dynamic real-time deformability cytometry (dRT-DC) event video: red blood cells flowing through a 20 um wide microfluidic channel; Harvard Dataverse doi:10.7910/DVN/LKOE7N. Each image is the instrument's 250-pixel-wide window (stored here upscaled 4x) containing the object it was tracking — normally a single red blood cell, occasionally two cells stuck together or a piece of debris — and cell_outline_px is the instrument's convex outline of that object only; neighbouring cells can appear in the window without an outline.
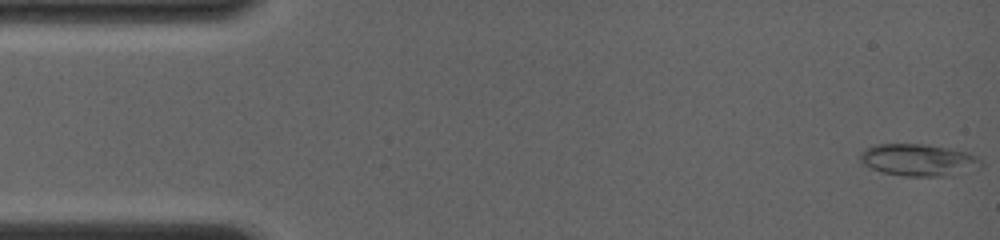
{"species": "common noctule bat (a hibernating species)", "species_latin": "Nyctalus noctula", "temperature_condition": "room temperature", "stored_images_in_passage": 62, "camera_frame_rate_fps": 4000, "um_per_image_px": 0.085, "animal": {"sex": "female", "body_mass_g": 19.0, "forearm_length_mm": 56.7}, "frame": {"image": 1, "passage_image": 1, "time_ms": 0.0, "image_size_px": [1000, 240], "cell_outline_px": [[984, 164], [980, 168], [948, 176], [904, 176], [880, 172], [864, 164], [860, 160], [860, 152], [876, 144], [924, 144], [968, 152], [976, 156]], "centroid_in_image_um": [78.09, 13.61], "position_along_channel_um": 6.9, "area_um2": 22.54}}
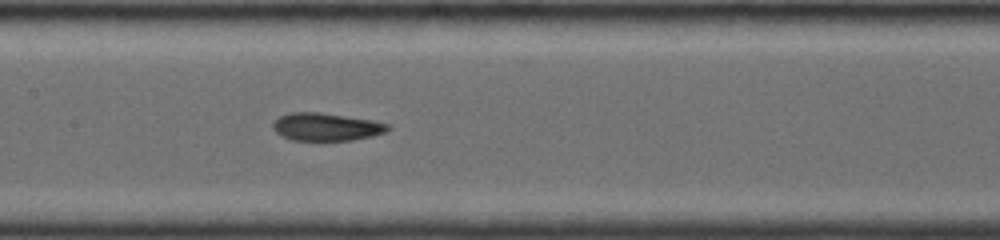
{"frame": {"image": 2, "passage_image": 30, "time_ms": 7.25, "image_size_px": [1000, 240], "cell_outline_px": [[392, 128], [384, 132], [372, 136], [352, 140], [292, 140], [276, 132], [272, 128], [272, 124], [280, 116], [292, 112], [320, 112], [372, 120], [388, 124]], "centroid_in_image_um": [27.73, 10.78], "position_along_channel_um": 179.7, "area_um2": 18.44}}
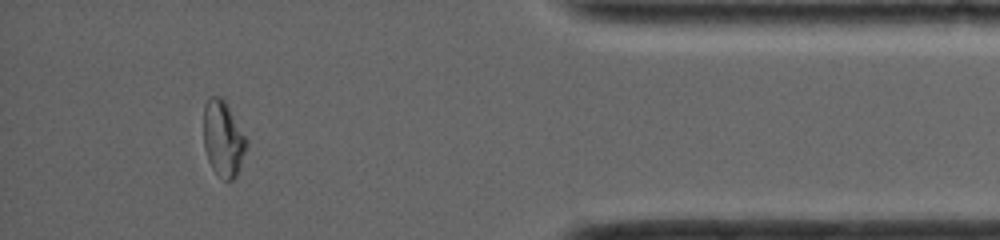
{"frame": {"image": 3, "passage_image": 52, "time_ms": 13.75, "image_size_px": [1000, 240], "cell_outline_px": [[248, 144], [240, 168], [236, 176], [232, 180], [224, 180], [212, 168], [208, 160], [204, 148], [204, 104], [208, 96], [220, 96], [228, 104], [248, 140]], "centroid_in_image_um": [18.98, 11.76], "position_along_channel_um": 416.2, "area_um2": 19.19}, "authors_computed_cell_mechanics": {"area_um2": 19.1607, "velocity_mm_per_s": 4.0939, "shape_relaxation_time_tau1_ms": null, "shape_relaxation_time_tau2_ms": 1.9436, "deformation_change_tau1": null, "deformation_change_tau2": 0.075}}